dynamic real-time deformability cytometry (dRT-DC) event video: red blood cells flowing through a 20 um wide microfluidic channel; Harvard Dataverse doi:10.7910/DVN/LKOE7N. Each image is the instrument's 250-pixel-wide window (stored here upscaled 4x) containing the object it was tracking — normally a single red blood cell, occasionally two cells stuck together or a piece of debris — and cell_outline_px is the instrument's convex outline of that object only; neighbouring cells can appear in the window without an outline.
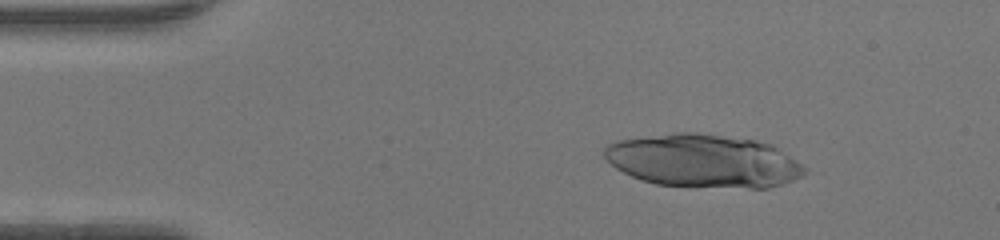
{"species": "human", "species_latin": "Homo sapiens", "temperature_condition": "warm", "stored_images_in_passage": 8, "camera_frame_rate_fps": 3000, "um_per_image_px": 0.085, "donor": {"sex": "female"}, "frame": {"image": 1, "passage_image": 1, "time_ms": 0.0, "image_size_px": [1000, 240], "cell_outline_px": [[808, 172], [792, 180], [768, 188], [748, 188], [656, 184], [632, 176], [616, 168], [604, 156], [604, 148], [608, 144], [620, 140], [676, 132], [696, 132], [756, 140], [772, 144], [808, 168]], "centroid_in_image_um": [59.83, 13.67], "position_along_channel_um": 25.2, "area_um2": 61.61}}